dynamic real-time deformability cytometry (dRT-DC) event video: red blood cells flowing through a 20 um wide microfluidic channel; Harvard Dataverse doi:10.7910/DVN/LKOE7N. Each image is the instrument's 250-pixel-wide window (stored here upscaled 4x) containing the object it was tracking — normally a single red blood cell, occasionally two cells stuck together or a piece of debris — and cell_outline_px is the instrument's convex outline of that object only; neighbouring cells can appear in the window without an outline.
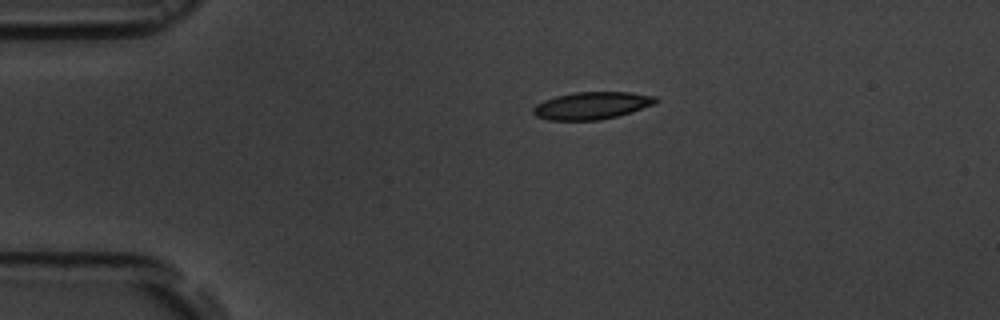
{"species": "common noctule bat (a hibernating species)", "species_latin": "Nyctalus noctula", "temperature_condition": "room temperature", "stored_images_in_passage": 3, "camera_frame_rate_fps": 3000, "um_per_image_px": 0.085, "animal": {"sex": "male", "body_mass_g": 19.5, "forearm_length_mm": 54.6}, "frame": {"image": 1, "passage_image": 1, "time_ms": 0.0, "image_size_px": [1000, 320], "cell_outline_px": [[660, 100], [656, 104], [632, 112], [600, 120], [548, 120], [536, 116], [532, 112], [532, 108], [536, 104], [544, 100], [556, 96], [576, 92], [632, 92], [656, 96]], "centroid_in_image_um": [50.34, 8.97], "position_along_channel_um": 34.7, "area_um2": 19.71}}
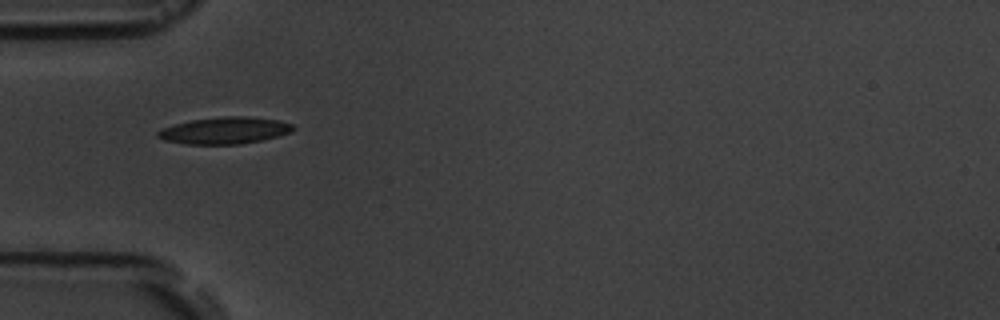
{"frame": {"image": 2, "passage_image": 3, "time_ms": 2.0, "image_size_px": [1000, 320], "cell_outline_px": [[296, 128], [292, 132], [280, 136], [240, 144], [184, 144], [164, 140], [156, 136], [156, 132], [160, 128], [172, 124], [188, 120], [220, 116], [248, 116], [276, 120], [292, 124]], "centroid_in_image_um": [19.05, 11.08], "position_along_channel_um": 65.9, "area_um2": 21.44}}